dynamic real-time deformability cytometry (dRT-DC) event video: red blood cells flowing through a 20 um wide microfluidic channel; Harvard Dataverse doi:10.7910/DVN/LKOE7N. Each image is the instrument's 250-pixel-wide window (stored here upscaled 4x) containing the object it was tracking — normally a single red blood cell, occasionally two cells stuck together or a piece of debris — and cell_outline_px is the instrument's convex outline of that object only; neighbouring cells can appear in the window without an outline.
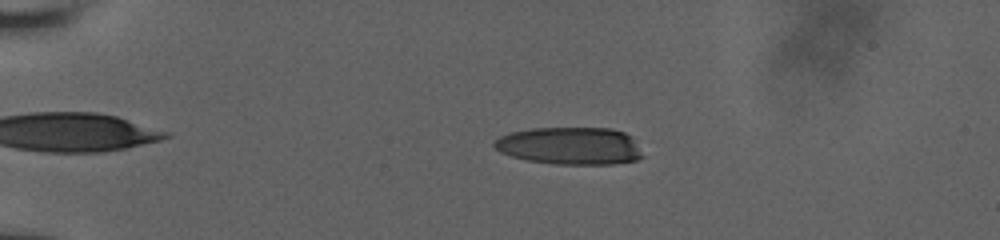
{"species": "human", "species_latin": "Homo sapiens", "temperature_condition": "room temperature", "stored_images_in_passage": 42, "camera_frame_rate_fps": 3000, "um_per_image_px": 0.085, "donor": {"sex": "male"}, "frame": {"image": 1, "passage_image": 15, "time_ms": 4.667, "image_size_px": [1000, 240], "cell_outline_px": [[644, 156], [636, 160], [612, 164], [552, 164], [528, 160], [512, 156], [500, 152], [492, 144], [500, 136], [508, 132], [532, 128], [612, 128], [624, 132], [632, 136]], "centroid_in_image_um": [48.46, 12.39], "position_along_channel_um": 36.5, "area_um2": 32.54}}
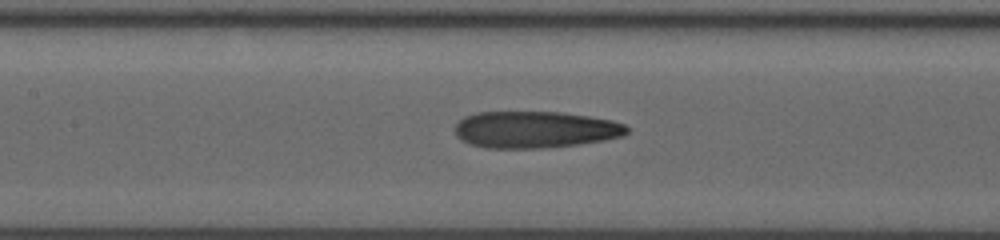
{"frame": {"image": 2, "passage_image": 30, "time_ms": 9.667, "image_size_px": [1000, 240], "cell_outline_px": [[628, 132], [624, 136], [604, 140], [576, 144], [544, 148], [488, 148], [468, 144], [456, 136], [456, 124], [464, 116], [476, 112], [560, 112], [588, 116], [612, 120], [624, 124], [628, 128]], "centroid_in_image_um": [45.47, 11.01], "position_along_channel_um": 161.9, "area_um2": 36.88}}
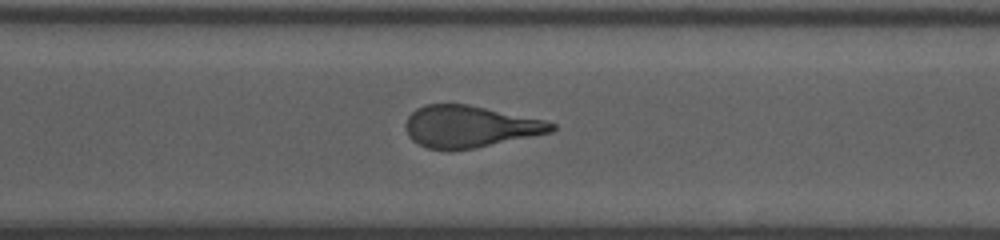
{"frame": {"image": 3, "passage_image": 42, "time_ms": 1680.667, "image_size_px": [1000, 240], "cell_outline_px": [[556, 128], [552, 132], [472, 148], [428, 148], [412, 140], [408, 136], [404, 124], [408, 116], [416, 108], [424, 104], [468, 104], [544, 120], [556, 124]], "centroid_in_image_um": [39.91, 10.73], "position_along_channel_um": 330.7, "area_um2": 34.91}}